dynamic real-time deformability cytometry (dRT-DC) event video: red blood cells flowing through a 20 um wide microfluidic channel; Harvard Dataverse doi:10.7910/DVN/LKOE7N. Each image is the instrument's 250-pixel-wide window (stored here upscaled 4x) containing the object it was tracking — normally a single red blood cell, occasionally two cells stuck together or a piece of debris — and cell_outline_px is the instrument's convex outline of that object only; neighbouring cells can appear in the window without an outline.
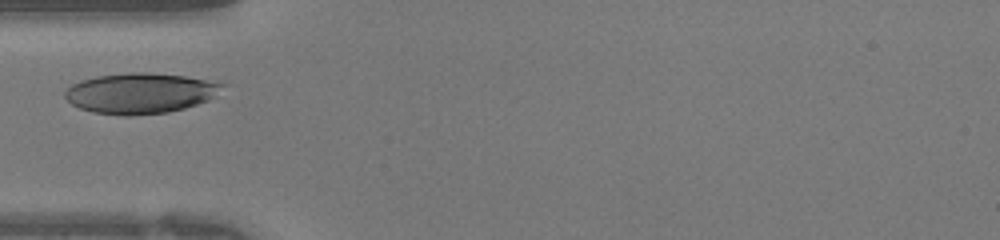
{"species": "human", "species_latin": "Homo sapiens", "temperature_condition": "warm", "stored_images_in_passage": 21, "camera_frame_rate_fps": 3000, "um_per_image_px": 0.085, "donor": {"sex": "female"}, "frame": {"image": 1, "passage_image": 1, "time_ms": 0.0, "image_size_px": [1000, 240], "cell_outline_px": [[228, 84], [208, 100], [184, 108], [168, 112], [132, 116], [124, 116], [92, 112], [80, 108], [72, 104], [64, 96], [64, 92], [72, 84], [80, 80], [96, 76], [132, 72], [144, 72], [224, 80]], "centroid_in_image_um": [11.98, 7.91], "position_along_channel_um": 73.0, "area_um2": 37.57}}
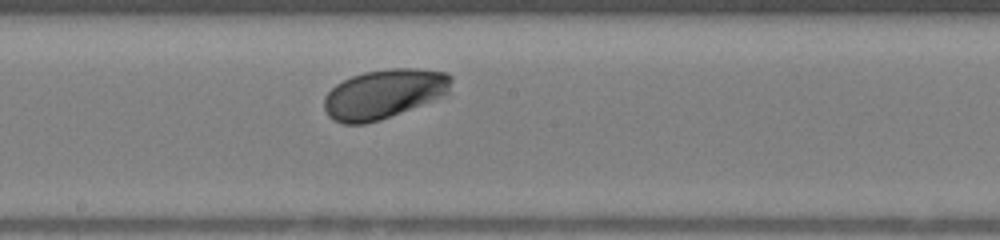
{"frame": {"image": 2, "passage_image": 10, "time_ms": 3.0, "image_size_px": [1000, 240], "cell_outline_px": [[452, 80], [448, 92], [444, 96], [380, 120], [364, 124], [344, 124], [332, 120], [328, 116], [324, 108], [324, 96], [336, 84], [352, 76], [364, 72], [388, 68], [416, 68], [448, 72], [452, 76]], "centroid_in_image_um": [32.63, 7.98], "position_along_channel_um": 215.6, "area_um2": 36.7}}
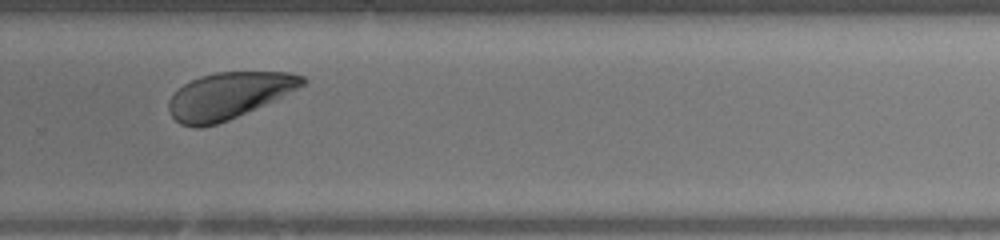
{"frame": {"image": 3, "passage_image": 16, "time_ms": 5.0, "image_size_px": [1000, 240], "cell_outline_px": [[308, 80], [300, 88], [228, 120], [216, 124], [200, 128], [196, 128], [180, 124], [172, 116], [168, 108], [168, 100], [184, 84], [200, 76], [216, 72], [288, 72], [304, 76]], "centroid_in_image_um": [19.44, 8.12], "position_along_channel_um": 310.4, "area_um2": 35.84}}